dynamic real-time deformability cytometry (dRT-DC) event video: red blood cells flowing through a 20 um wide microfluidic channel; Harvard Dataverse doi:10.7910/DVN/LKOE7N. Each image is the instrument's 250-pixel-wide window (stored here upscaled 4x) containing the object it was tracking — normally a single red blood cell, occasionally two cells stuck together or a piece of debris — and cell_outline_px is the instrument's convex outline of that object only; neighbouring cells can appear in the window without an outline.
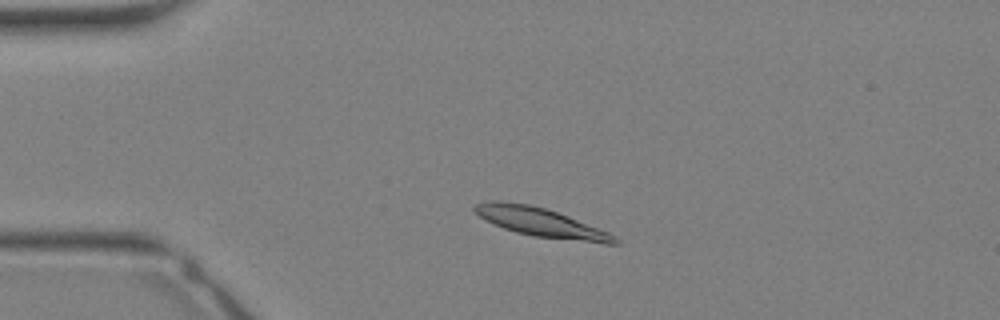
{"species": "Egyptian fruit bat (a non-hibernating species)", "species_latin": "Rousettus aegyptiacus", "temperature_condition": "warm", "stored_images_in_passage": 14, "camera_frame_rate_fps": 3000, "um_per_image_px": 0.085, "animal": {"sex": "female"}, "frame": {"image": 1, "passage_image": 5, "time_ms": 1.333, "image_size_px": [1000, 320], "cell_outline_px": [[620, 244], [604, 244], [532, 236], [516, 232], [504, 228], [480, 216], [472, 208], [476, 204], [488, 200], [500, 200], [528, 204], [544, 208], [568, 216], [608, 232], [616, 236], [620, 240]], "centroid_in_image_um": [46.02, 18.91], "position_along_channel_um": 39.0, "area_um2": 23.41}}
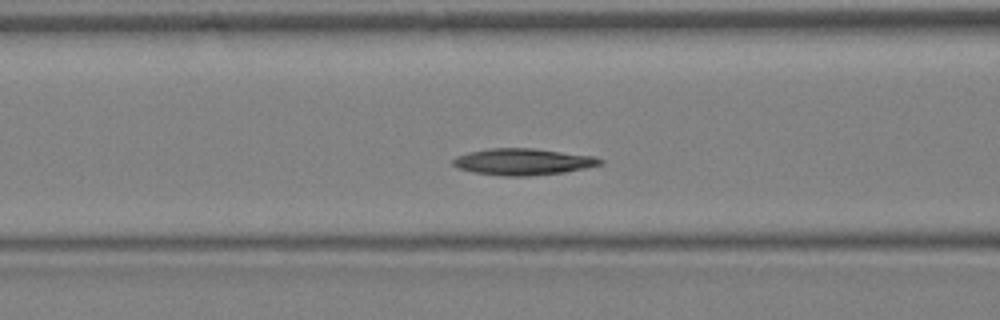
{"frame": {"image": 2, "passage_image": 11, "time_ms": 3.333, "image_size_px": [1000, 320], "cell_outline_px": [[604, 164], [564, 172], [528, 176], [504, 176], [472, 172], [456, 168], [452, 164], [452, 160], [456, 156], [468, 152], [488, 148], [532, 148], [596, 156], [604, 160]], "centroid_in_image_um": [44.44, 13.74], "position_along_channel_um": 122.2, "area_um2": 22.95}}
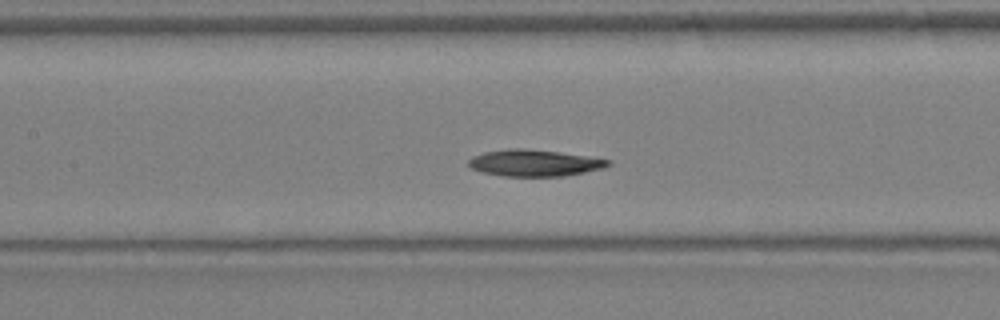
{"frame": {"image": 3, "passage_image": 13, "time_ms": 4.0, "image_size_px": [1000, 320], "cell_outline_px": [[612, 164], [604, 168], [564, 176], [504, 176], [484, 172], [472, 168], [468, 164], [468, 160], [472, 156], [484, 152], [512, 148], [524, 148], [556, 152], [612, 160]], "centroid_in_image_um": [45.43, 13.85], "position_along_channel_um": 162.0, "area_um2": 21.39}}